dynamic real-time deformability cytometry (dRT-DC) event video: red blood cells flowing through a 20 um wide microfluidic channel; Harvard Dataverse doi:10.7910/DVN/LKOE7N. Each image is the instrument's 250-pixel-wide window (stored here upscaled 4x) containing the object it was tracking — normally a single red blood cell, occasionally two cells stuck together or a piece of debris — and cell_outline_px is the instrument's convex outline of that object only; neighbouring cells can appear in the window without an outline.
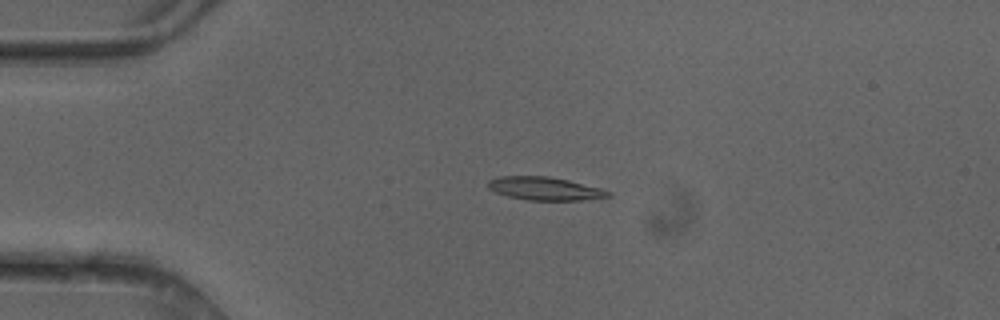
{"species": "common noctule bat (a hibernating species)", "species_latin": "Nyctalus noctula", "temperature_condition": "cold", "stored_images_in_passage": 38, "camera_frame_rate_fps": 3000, "um_per_image_px": 0.085, "animal": {"sex": "female"}, "frame": {"image": 1, "passage_image": 1, "time_ms": 0.0, "image_size_px": [1000, 320], "cell_outline_px": [[612, 196], [580, 200], [528, 200], [508, 196], [496, 192], [488, 188], [488, 180], [500, 176], [548, 176], [568, 180], [600, 188], [612, 192]], "centroid_in_image_um": [46.31, 16.02], "position_along_channel_um": 38.7, "area_um2": 16.13}}
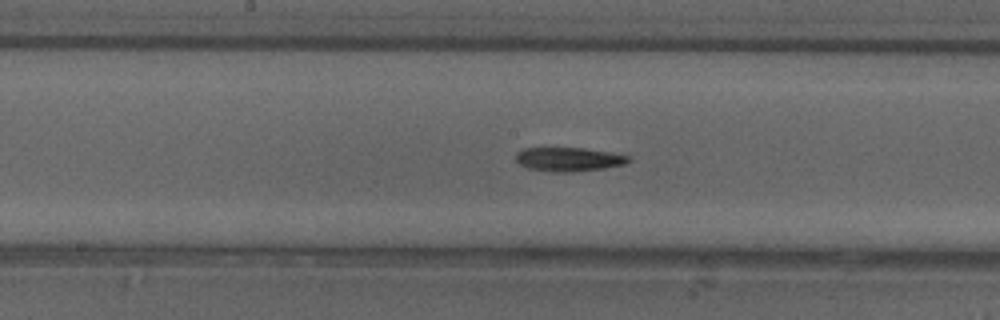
{"frame": {"image": 2, "passage_image": 15, "time_ms": 4.667, "image_size_px": [1000, 320], "cell_outline_px": [[632, 160], [624, 164], [604, 168], [568, 172], [552, 172], [528, 168], [520, 164], [516, 160], [516, 152], [524, 148], [584, 148], [612, 152], [632, 156]], "centroid_in_image_um": [48.37, 13.53], "position_along_channel_um": 199.8, "area_um2": 15.78}}
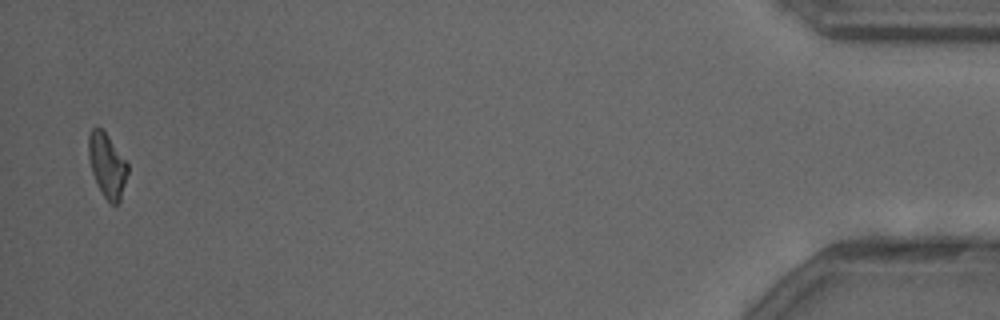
{"frame": {"image": 3, "passage_image": 38, "time_ms": 12.333, "image_size_px": [1000, 320], "cell_outline_px": [[128, 172], [120, 200], [116, 204], [112, 204], [104, 196], [92, 172], [88, 156], [88, 136], [92, 128], [96, 124], [104, 132], [128, 164]], "centroid_in_image_um": [9.09, 14.03], "position_along_channel_um": 426.1, "area_um2": 14.22}}